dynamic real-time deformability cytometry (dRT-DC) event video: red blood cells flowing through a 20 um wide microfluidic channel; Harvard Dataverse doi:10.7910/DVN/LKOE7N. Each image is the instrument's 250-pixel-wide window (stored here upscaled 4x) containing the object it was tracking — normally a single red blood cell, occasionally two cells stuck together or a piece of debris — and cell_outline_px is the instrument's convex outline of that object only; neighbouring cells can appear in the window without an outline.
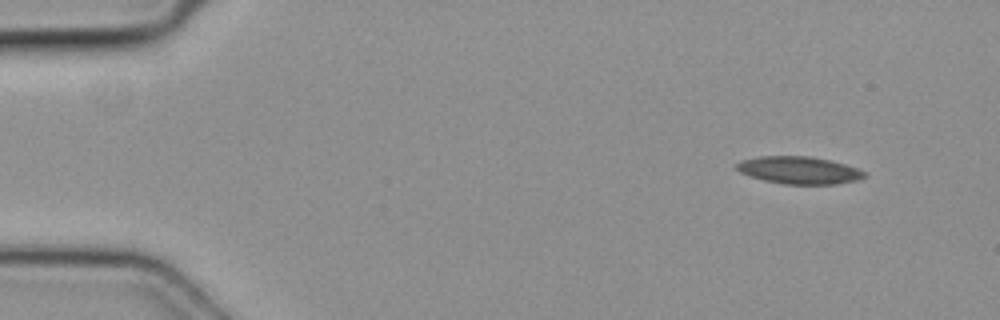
{"species": "common noctule bat (a hibernating species)", "species_latin": "Nyctalus noctula", "temperature_condition": "cold", "stored_images_in_passage": 8, "camera_frame_rate_fps": 3000, "um_per_image_px": 0.085, "animal": {"sex": "female", "body_mass_g": 19.3, "forearm_length_mm": 54.1}, "frame": {"image": 1, "passage_image": 1, "time_ms": 0.0, "image_size_px": [1000, 320], "cell_outline_px": [[868, 176], [856, 180], [836, 184], [784, 184], [764, 180], [740, 172], [736, 168], [736, 164], [740, 160], [760, 156], [812, 156], [844, 164], [856, 168], [864, 172]], "centroid_in_image_um": [67.91, 14.46], "position_along_channel_um": 17.1, "area_um2": 20.23}}
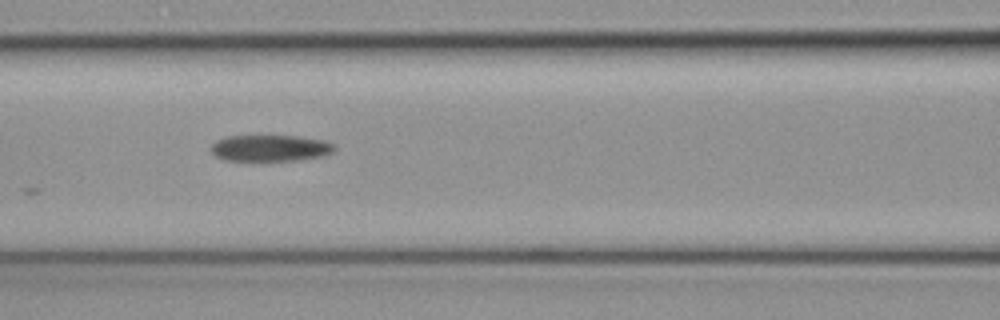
{"frame": {"image": 2, "passage_image": 6, "time_ms": 1.667, "image_size_px": [1000, 320], "cell_outline_px": [[336, 152], [324, 156], [296, 160], [228, 160], [216, 156], [212, 152], [212, 144], [216, 140], [224, 136], [296, 136], [324, 140], [336, 144]], "centroid_in_image_um": [23.04, 12.58], "position_along_channel_um": 143.6, "area_um2": 19.02}}
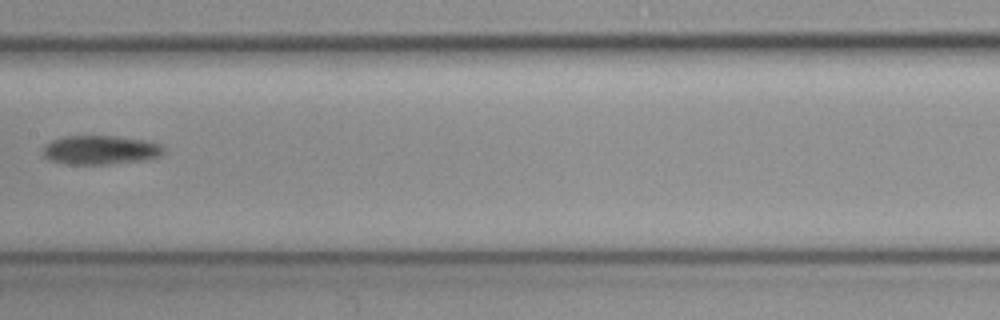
{"frame": {"image": 3, "passage_image": 7, "time_ms": 2.0, "image_size_px": [1000, 320], "cell_outline_px": [[164, 152], [160, 156], [148, 160], [108, 164], [64, 164], [48, 160], [44, 156], [44, 148], [52, 140], [64, 136], [116, 136], [144, 140], [160, 144], [164, 148]], "centroid_in_image_um": [8.56, 12.76], "position_along_channel_um": 198.8, "area_um2": 20.46}}